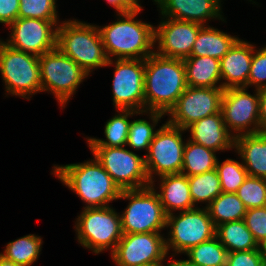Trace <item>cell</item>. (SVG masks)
Here are the masks:
<instances>
[{"label":"cell","mask_w":266,"mask_h":266,"mask_svg":"<svg viewBox=\"0 0 266 266\" xmlns=\"http://www.w3.org/2000/svg\"><path fill=\"white\" fill-rule=\"evenodd\" d=\"M187 87L183 59L155 52L145 59V111L167 115Z\"/></svg>","instance_id":"obj_1"},{"label":"cell","mask_w":266,"mask_h":266,"mask_svg":"<svg viewBox=\"0 0 266 266\" xmlns=\"http://www.w3.org/2000/svg\"><path fill=\"white\" fill-rule=\"evenodd\" d=\"M93 157L83 163L54 165L52 174L81 198L86 205L83 208L108 207L119 200L122 190Z\"/></svg>","instance_id":"obj_2"},{"label":"cell","mask_w":266,"mask_h":266,"mask_svg":"<svg viewBox=\"0 0 266 266\" xmlns=\"http://www.w3.org/2000/svg\"><path fill=\"white\" fill-rule=\"evenodd\" d=\"M139 12L117 14L116 22L97 25L108 59H146L154 53L155 25L136 19Z\"/></svg>","instance_id":"obj_3"},{"label":"cell","mask_w":266,"mask_h":266,"mask_svg":"<svg viewBox=\"0 0 266 266\" xmlns=\"http://www.w3.org/2000/svg\"><path fill=\"white\" fill-rule=\"evenodd\" d=\"M56 48L89 75L93 69L106 67L109 60L97 25L76 19L58 25Z\"/></svg>","instance_id":"obj_4"},{"label":"cell","mask_w":266,"mask_h":266,"mask_svg":"<svg viewBox=\"0 0 266 266\" xmlns=\"http://www.w3.org/2000/svg\"><path fill=\"white\" fill-rule=\"evenodd\" d=\"M119 199L129 200L120 214L123 234L161 233L166 228L167 214L154 185L122 190Z\"/></svg>","instance_id":"obj_5"},{"label":"cell","mask_w":266,"mask_h":266,"mask_svg":"<svg viewBox=\"0 0 266 266\" xmlns=\"http://www.w3.org/2000/svg\"><path fill=\"white\" fill-rule=\"evenodd\" d=\"M77 241L95 254L115 250L123 233L120 213L113 207L84 208L75 222Z\"/></svg>","instance_id":"obj_6"},{"label":"cell","mask_w":266,"mask_h":266,"mask_svg":"<svg viewBox=\"0 0 266 266\" xmlns=\"http://www.w3.org/2000/svg\"><path fill=\"white\" fill-rule=\"evenodd\" d=\"M0 73L6 94L31 99L42 92L39 56L15 50L0 39Z\"/></svg>","instance_id":"obj_7"},{"label":"cell","mask_w":266,"mask_h":266,"mask_svg":"<svg viewBox=\"0 0 266 266\" xmlns=\"http://www.w3.org/2000/svg\"><path fill=\"white\" fill-rule=\"evenodd\" d=\"M39 70L42 92H51L61 108L65 107L80 84L89 76L57 48L39 56Z\"/></svg>","instance_id":"obj_8"},{"label":"cell","mask_w":266,"mask_h":266,"mask_svg":"<svg viewBox=\"0 0 266 266\" xmlns=\"http://www.w3.org/2000/svg\"><path fill=\"white\" fill-rule=\"evenodd\" d=\"M177 214H168L166 221L170 230L165 244L167 254L173 249L172 257L216 236V226L207 208L196 207Z\"/></svg>","instance_id":"obj_9"},{"label":"cell","mask_w":266,"mask_h":266,"mask_svg":"<svg viewBox=\"0 0 266 266\" xmlns=\"http://www.w3.org/2000/svg\"><path fill=\"white\" fill-rule=\"evenodd\" d=\"M184 131L186 130L168 122L157 129L148 152L144 155L150 185L155 186L156 175L160 177L181 173L185 146L182 138Z\"/></svg>","instance_id":"obj_10"},{"label":"cell","mask_w":266,"mask_h":266,"mask_svg":"<svg viewBox=\"0 0 266 266\" xmlns=\"http://www.w3.org/2000/svg\"><path fill=\"white\" fill-rule=\"evenodd\" d=\"M88 147L121 190L142 189L150 186L144 156H139L124 146Z\"/></svg>","instance_id":"obj_11"},{"label":"cell","mask_w":266,"mask_h":266,"mask_svg":"<svg viewBox=\"0 0 266 266\" xmlns=\"http://www.w3.org/2000/svg\"><path fill=\"white\" fill-rule=\"evenodd\" d=\"M109 59L115 65L112 82L113 105L116 110L145 111V59Z\"/></svg>","instance_id":"obj_12"},{"label":"cell","mask_w":266,"mask_h":266,"mask_svg":"<svg viewBox=\"0 0 266 266\" xmlns=\"http://www.w3.org/2000/svg\"><path fill=\"white\" fill-rule=\"evenodd\" d=\"M246 87L225 89L221 113L225 126L234 137L261 132L259 119V90L255 94Z\"/></svg>","instance_id":"obj_13"},{"label":"cell","mask_w":266,"mask_h":266,"mask_svg":"<svg viewBox=\"0 0 266 266\" xmlns=\"http://www.w3.org/2000/svg\"><path fill=\"white\" fill-rule=\"evenodd\" d=\"M222 87L204 88L188 86L168 112L169 124L186 129L193 122L221 112Z\"/></svg>","instance_id":"obj_14"},{"label":"cell","mask_w":266,"mask_h":266,"mask_svg":"<svg viewBox=\"0 0 266 266\" xmlns=\"http://www.w3.org/2000/svg\"><path fill=\"white\" fill-rule=\"evenodd\" d=\"M59 20L17 18L9 25L11 33L5 44L9 47L42 56L56 49Z\"/></svg>","instance_id":"obj_15"},{"label":"cell","mask_w":266,"mask_h":266,"mask_svg":"<svg viewBox=\"0 0 266 266\" xmlns=\"http://www.w3.org/2000/svg\"><path fill=\"white\" fill-rule=\"evenodd\" d=\"M165 237L160 233L123 234L110 253L116 266H143L168 257Z\"/></svg>","instance_id":"obj_16"},{"label":"cell","mask_w":266,"mask_h":266,"mask_svg":"<svg viewBox=\"0 0 266 266\" xmlns=\"http://www.w3.org/2000/svg\"><path fill=\"white\" fill-rule=\"evenodd\" d=\"M155 27L157 49L154 52L168 58L185 59L191 55L202 24L162 17Z\"/></svg>","instance_id":"obj_17"},{"label":"cell","mask_w":266,"mask_h":266,"mask_svg":"<svg viewBox=\"0 0 266 266\" xmlns=\"http://www.w3.org/2000/svg\"><path fill=\"white\" fill-rule=\"evenodd\" d=\"M154 2L163 17L202 25H207L205 23L210 19L225 20L221 11V0H155Z\"/></svg>","instance_id":"obj_18"},{"label":"cell","mask_w":266,"mask_h":266,"mask_svg":"<svg viewBox=\"0 0 266 266\" xmlns=\"http://www.w3.org/2000/svg\"><path fill=\"white\" fill-rule=\"evenodd\" d=\"M255 46L238 39L229 51L220 59L222 88H247L251 60Z\"/></svg>","instance_id":"obj_19"},{"label":"cell","mask_w":266,"mask_h":266,"mask_svg":"<svg viewBox=\"0 0 266 266\" xmlns=\"http://www.w3.org/2000/svg\"><path fill=\"white\" fill-rule=\"evenodd\" d=\"M185 130L190 132L189 140L215 152L234 149L235 137L225 126L221 112L193 122Z\"/></svg>","instance_id":"obj_20"},{"label":"cell","mask_w":266,"mask_h":266,"mask_svg":"<svg viewBox=\"0 0 266 266\" xmlns=\"http://www.w3.org/2000/svg\"><path fill=\"white\" fill-rule=\"evenodd\" d=\"M234 150L242 159L248 176L266 179L265 132L235 137Z\"/></svg>","instance_id":"obj_21"},{"label":"cell","mask_w":266,"mask_h":266,"mask_svg":"<svg viewBox=\"0 0 266 266\" xmlns=\"http://www.w3.org/2000/svg\"><path fill=\"white\" fill-rule=\"evenodd\" d=\"M159 196L165 213L196 208L190 195L188 177L182 173L160 176Z\"/></svg>","instance_id":"obj_22"},{"label":"cell","mask_w":266,"mask_h":266,"mask_svg":"<svg viewBox=\"0 0 266 266\" xmlns=\"http://www.w3.org/2000/svg\"><path fill=\"white\" fill-rule=\"evenodd\" d=\"M183 61L187 86L204 88L222 87V83H220V60L210 56H189L183 59Z\"/></svg>","instance_id":"obj_23"},{"label":"cell","mask_w":266,"mask_h":266,"mask_svg":"<svg viewBox=\"0 0 266 266\" xmlns=\"http://www.w3.org/2000/svg\"><path fill=\"white\" fill-rule=\"evenodd\" d=\"M238 39L239 37L235 35L203 25L198 32L190 56H210L220 60Z\"/></svg>","instance_id":"obj_24"},{"label":"cell","mask_w":266,"mask_h":266,"mask_svg":"<svg viewBox=\"0 0 266 266\" xmlns=\"http://www.w3.org/2000/svg\"><path fill=\"white\" fill-rule=\"evenodd\" d=\"M118 114L109 119L104 127L106 139L86 137L89 146L126 147L128 132L131 121L130 116L145 115L147 111L137 112L134 110H117Z\"/></svg>","instance_id":"obj_25"},{"label":"cell","mask_w":266,"mask_h":266,"mask_svg":"<svg viewBox=\"0 0 266 266\" xmlns=\"http://www.w3.org/2000/svg\"><path fill=\"white\" fill-rule=\"evenodd\" d=\"M216 237L228 252L253 250L260 247L244 220L218 225L216 227Z\"/></svg>","instance_id":"obj_26"},{"label":"cell","mask_w":266,"mask_h":266,"mask_svg":"<svg viewBox=\"0 0 266 266\" xmlns=\"http://www.w3.org/2000/svg\"><path fill=\"white\" fill-rule=\"evenodd\" d=\"M184 146L183 165L181 173L193 176L211 171L216 168V152L203 145L187 139Z\"/></svg>","instance_id":"obj_27"},{"label":"cell","mask_w":266,"mask_h":266,"mask_svg":"<svg viewBox=\"0 0 266 266\" xmlns=\"http://www.w3.org/2000/svg\"><path fill=\"white\" fill-rule=\"evenodd\" d=\"M42 243L40 236L29 234L9 242L0 255L16 264L32 266L39 258Z\"/></svg>","instance_id":"obj_28"},{"label":"cell","mask_w":266,"mask_h":266,"mask_svg":"<svg viewBox=\"0 0 266 266\" xmlns=\"http://www.w3.org/2000/svg\"><path fill=\"white\" fill-rule=\"evenodd\" d=\"M210 218L217 227L223 223L244 220L247 208L236 193L222 192L207 207Z\"/></svg>","instance_id":"obj_29"},{"label":"cell","mask_w":266,"mask_h":266,"mask_svg":"<svg viewBox=\"0 0 266 266\" xmlns=\"http://www.w3.org/2000/svg\"><path fill=\"white\" fill-rule=\"evenodd\" d=\"M187 177L190 195L195 207H198V203L202 202L205 203L206 206L204 207L207 208L222 193L220 178L216 169Z\"/></svg>","instance_id":"obj_30"},{"label":"cell","mask_w":266,"mask_h":266,"mask_svg":"<svg viewBox=\"0 0 266 266\" xmlns=\"http://www.w3.org/2000/svg\"><path fill=\"white\" fill-rule=\"evenodd\" d=\"M188 260L196 266H226L228 251L215 236L212 239L190 248Z\"/></svg>","instance_id":"obj_31"},{"label":"cell","mask_w":266,"mask_h":266,"mask_svg":"<svg viewBox=\"0 0 266 266\" xmlns=\"http://www.w3.org/2000/svg\"><path fill=\"white\" fill-rule=\"evenodd\" d=\"M149 122L146 119L131 120L126 146L128 145L132 150H146L148 152L149 146L154 138L157 130H154L157 123L165 114L160 112L147 111ZM151 122V123H150Z\"/></svg>","instance_id":"obj_32"},{"label":"cell","mask_w":266,"mask_h":266,"mask_svg":"<svg viewBox=\"0 0 266 266\" xmlns=\"http://www.w3.org/2000/svg\"><path fill=\"white\" fill-rule=\"evenodd\" d=\"M218 160L215 169L220 178L222 192L236 193L248 176L243 162L230 158L224 160L222 163Z\"/></svg>","instance_id":"obj_33"},{"label":"cell","mask_w":266,"mask_h":266,"mask_svg":"<svg viewBox=\"0 0 266 266\" xmlns=\"http://www.w3.org/2000/svg\"><path fill=\"white\" fill-rule=\"evenodd\" d=\"M238 198L248 209L266 207V179L247 176L236 191Z\"/></svg>","instance_id":"obj_34"},{"label":"cell","mask_w":266,"mask_h":266,"mask_svg":"<svg viewBox=\"0 0 266 266\" xmlns=\"http://www.w3.org/2000/svg\"><path fill=\"white\" fill-rule=\"evenodd\" d=\"M18 18L59 20L57 0H19Z\"/></svg>","instance_id":"obj_35"},{"label":"cell","mask_w":266,"mask_h":266,"mask_svg":"<svg viewBox=\"0 0 266 266\" xmlns=\"http://www.w3.org/2000/svg\"><path fill=\"white\" fill-rule=\"evenodd\" d=\"M254 86L256 90L266 89V45L253 51L247 88Z\"/></svg>","instance_id":"obj_36"},{"label":"cell","mask_w":266,"mask_h":266,"mask_svg":"<svg viewBox=\"0 0 266 266\" xmlns=\"http://www.w3.org/2000/svg\"><path fill=\"white\" fill-rule=\"evenodd\" d=\"M244 221L255 241L261 246L266 240V207L248 209Z\"/></svg>","instance_id":"obj_37"},{"label":"cell","mask_w":266,"mask_h":266,"mask_svg":"<svg viewBox=\"0 0 266 266\" xmlns=\"http://www.w3.org/2000/svg\"><path fill=\"white\" fill-rule=\"evenodd\" d=\"M226 266H266V258L261 248L228 252Z\"/></svg>","instance_id":"obj_38"},{"label":"cell","mask_w":266,"mask_h":266,"mask_svg":"<svg viewBox=\"0 0 266 266\" xmlns=\"http://www.w3.org/2000/svg\"><path fill=\"white\" fill-rule=\"evenodd\" d=\"M19 0H0V23L9 26L18 18Z\"/></svg>","instance_id":"obj_39"},{"label":"cell","mask_w":266,"mask_h":266,"mask_svg":"<svg viewBox=\"0 0 266 266\" xmlns=\"http://www.w3.org/2000/svg\"><path fill=\"white\" fill-rule=\"evenodd\" d=\"M259 119L261 132L266 133V89L259 90Z\"/></svg>","instance_id":"obj_40"},{"label":"cell","mask_w":266,"mask_h":266,"mask_svg":"<svg viewBox=\"0 0 266 266\" xmlns=\"http://www.w3.org/2000/svg\"><path fill=\"white\" fill-rule=\"evenodd\" d=\"M107 3L111 4L117 11V14L128 13L132 10L122 0H106Z\"/></svg>","instance_id":"obj_41"},{"label":"cell","mask_w":266,"mask_h":266,"mask_svg":"<svg viewBox=\"0 0 266 266\" xmlns=\"http://www.w3.org/2000/svg\"><path fill=\"white\" fill-rule=\"evenodd\" d=\"M132 11H141L142 6L139 4L140 0H122ZM155 1V0H153Z\"/></svg>","instance_id":"obj_42"},{"label":"cell","mask_w":266,"mask_h":266,"mask_svg":"<svg viewBox=\"0 0 266 266\" xmlns=\"http://www.w3.org/2000/svg\"><path fill=\"white\" fill-rule=\"evenodd\" d=\"M169 266H196L194 263L190 262L188 259L187 260H172L169 262Z\"/></svg>","instance_id":"obj_43"},{"label":"cell","mask_w":266,"mask_h":266,"mask_svg":"<svg viewBox=\"0 0 266 266\" xmlns=\"http://www.w3.org/2000/svg\"><path fill=\"white\" fill-rule=\"evenodd\" d=\"M0 266H22L19 264L14 263L13 261L5 259L3 256L0 255Z\"/></svg>","instance_id":"obj_44"},{"label":"cell","mask_w":266,"mask_h":266,"mask_svg":"<svg viewBox=\"0 0 266 266\" xmlns=\"http://www.w3.org/2000/svg\"><path fill=\"white\" fill-rule=\"evenodd\" d=\"M166 257L160 261H157V262H154V263H151V264H146V265H143V266H169V263H165V265L163 264V262L165 261Z\"/></svg>","instance_id":"obj_45"},{"label":"cell","mask_w":266,"mask_h":266,"mask_svg":"<svg viewBox=\"0 0 266 266\" xmlns=\"http://www.w3.org/2000/svg\"><path fill=\"white\" fill-rule=\"evenodd\" d=\"M261 248V251L263 253V255L265 256L266 258V240L264 241V243L260 246Z\"/></svg>","instance_id":"obj_46"}]
</instances>
